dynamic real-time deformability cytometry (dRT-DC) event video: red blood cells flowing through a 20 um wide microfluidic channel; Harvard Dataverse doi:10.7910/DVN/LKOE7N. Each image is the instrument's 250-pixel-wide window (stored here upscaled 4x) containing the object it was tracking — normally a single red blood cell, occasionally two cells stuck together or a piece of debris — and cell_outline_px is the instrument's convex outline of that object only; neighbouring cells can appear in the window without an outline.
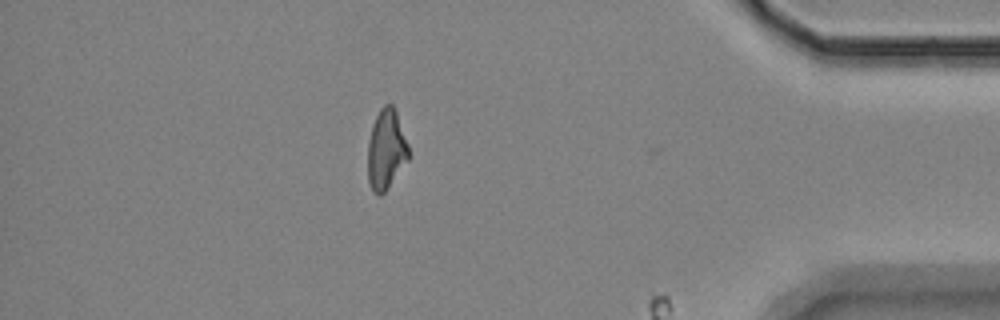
{"species": "Egyptian fruit bat (a non-hibernating species)", "species_latin": "Rousettus aegyptiacus", "temperature_condition": "room temperature", "stored_images_in_passage": 51, "segment_of_instrument_passage": [3, 3], "camera_frame_rate_fps": 3000, "um_per_image_px": 0.085, "animal": {"sex": "female"}, "frame": {"image": 1, "passage_image": 50, "time_ms": 16.333, "image_size_px": [1000, 320], "cell_outline_px": [[408, 160], [388, 188], [380, 196], [372, 192], [368, 180], [368, 140], [372, 124], [380, 108], [384, 104], [392, 104], [396, 112], [408, 144]], "centroid_in_image_um": [32.8, 12.72], "position_along_channel_um": 402.4, "area_um2": 19.02}}